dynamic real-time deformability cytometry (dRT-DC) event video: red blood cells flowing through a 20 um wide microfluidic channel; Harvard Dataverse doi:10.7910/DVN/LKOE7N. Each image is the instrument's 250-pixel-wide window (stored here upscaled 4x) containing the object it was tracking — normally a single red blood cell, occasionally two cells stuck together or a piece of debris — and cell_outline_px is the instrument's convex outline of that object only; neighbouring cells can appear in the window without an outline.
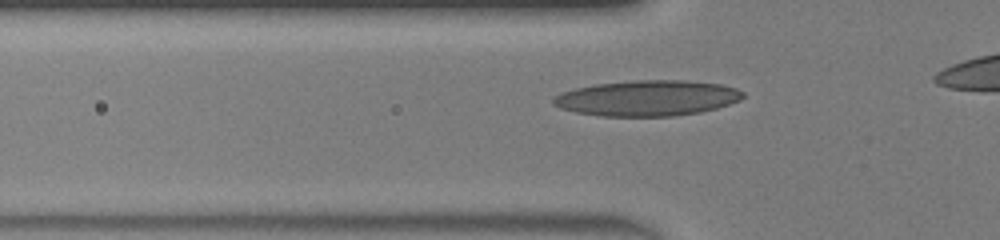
{"species": "human", "species_latin": "Homo sapiens", "temperature_condition": "warm", "stored_images_in_passage": 25, "camera_frame_rate_fps": 3000, "um_per_image_px": 0.085, "donor": {"sex": "male"}, "frame": {"image": 1, "passage_image": 2, "time_ms": 0.333, "image_size_px": [1000, 240], "cell_outline_px": [[744, 96], [740, 100], [716, 108], [700, 112], [672, 116], [600, 116], [576, 112], [560, 108], [552, 104], [552, 96], [560, 92], [576, 88], [596, 84], [636, 80], [688, 80], [720, 84], [736, 88], [744, 92]], "centroid_in_image_um": [55.0, 8.33], "position_along_channel_um": 70.8, "area_um2": 39.48}}
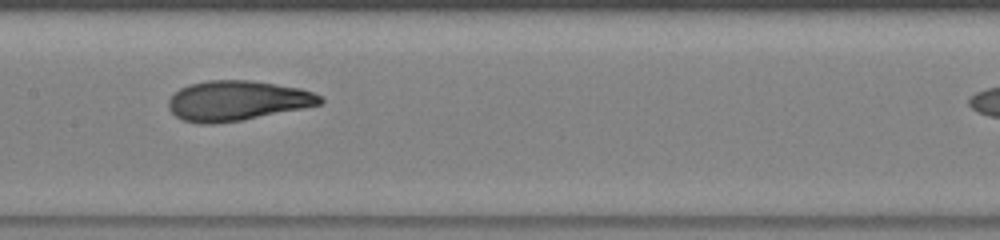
{"frame": {"image": 2, "passage_image": 10, "time_ms": 3.0, "image_size_px": [1000, 240], "cell_outline_px": [[324, 100], [320, 104], [304, 108], [240, 120], [212, 124], [200, 124], [184, 120], [176, 116], [168, 108], [168, 100], [180, 88], [188, 84], [208, 80], [248, 80], [276, 84], [300, 88], [312, 92], [320, 96]], "centroid_in_image_um": [20.14, 8.55], "position_along_channel_um": 187.3, "area_um2": 35.08}}
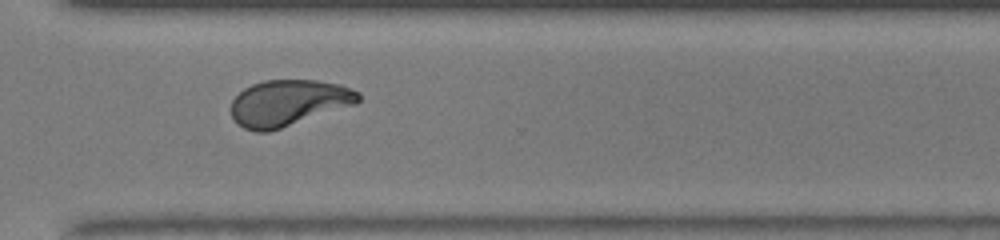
{"frame": {"image": 3, "passage_image": 21, "time_ms": 6.667, "image_size_px": [1000, 240], "cell_outline_px": [[360, 100], [356, 104], [268, 132], [256, 132], [244, 128], [236, 124], [232, 116], [232, 100], [244, 88], [252, 84], [264, 80], [316, 80], [340, 84], [360, 92]], "centroid_in_image_um": [24.52, 8.74], "position_along_channel_um": 346.1, "area_um2": 34.22}}